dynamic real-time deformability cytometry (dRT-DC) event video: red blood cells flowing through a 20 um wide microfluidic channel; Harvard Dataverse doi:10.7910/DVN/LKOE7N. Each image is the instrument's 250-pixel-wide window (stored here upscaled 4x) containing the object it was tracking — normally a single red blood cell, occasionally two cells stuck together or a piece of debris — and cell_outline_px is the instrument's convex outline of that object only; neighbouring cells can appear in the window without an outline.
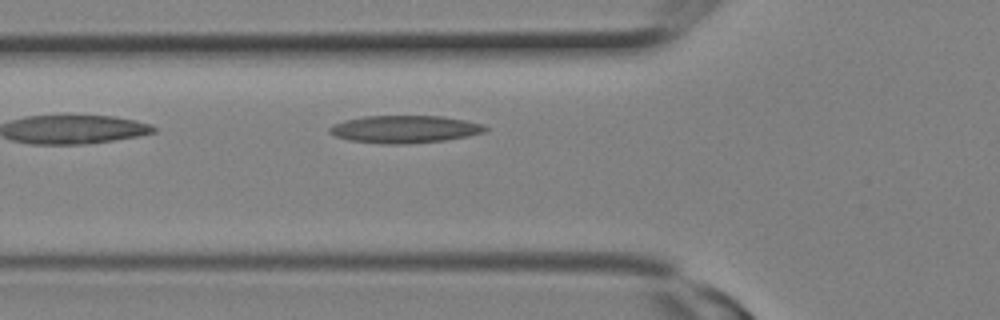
{"species": "Egyptian fruit bat (a non-hibernating species)", "species_latin": "Rousettus aegyptiacus", "temperature_condition": "room temperature", "stored_images_in_passage": 7, "camera_frame_rate_fps": 3000, "um_per_image_px": 0.085, "animal": {"sex": "female"}, "frame": {"image": 1, "passage_image": 2, "time_ms": 0.333, "image_size_px": [1000, 320], "cell_outline_px": [[488, 128], [484, 132], [444, 140], [404, 144], [384, 144], [348, 140], [336, 136], [328, 132], [328, 128], [332, 124], [344, 120], [364, 116], [444, 116], [484, 124]], "centroid_in_image_um": [34.35, 10.97], "position_along_channel_um": 91.5, "area_um2": 24.91}}
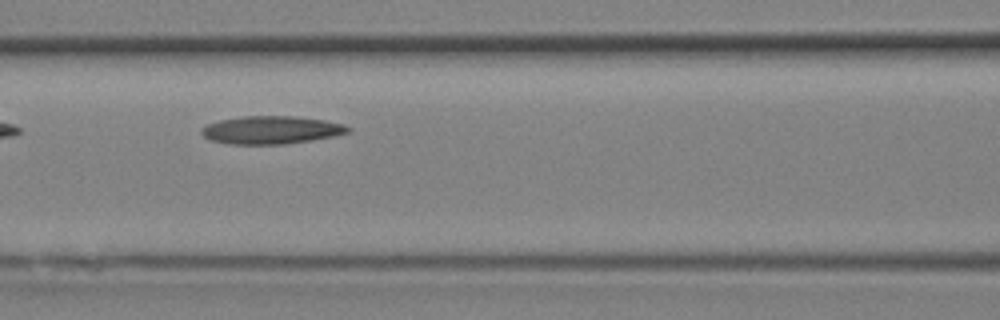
{"frame": {"image": 2, "passage_image": 4, "time_ms": 1.0, "image_size_px": [1000, 320], "cell_outline_px": [[352, 132], [312, 140], [284, 144], [228, 144], [208, 140], [200, 132], [200, 128], [204, 124], [220, 120], [244, 116], [296, 116], [324, 120], [344, 124], [352, 128]], "centroid_in_image_um": [23.03, 11.05], "position_along_channel_um": 143.6, "area_um2": 24.1}}
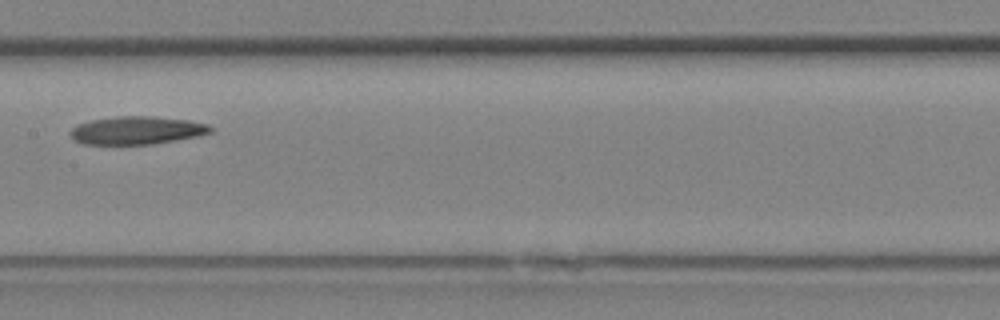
{"frame": {"image": 3, "passage_image": 6, "time_ms": 1.667, "image_size_px": [1000, 320], "cell_outline_px": [[212, 132], [200, 136], [152, 144], [84, 144], [72, 140], [68, 132], [72, 128], [80, 124], [92, 120], [120, 116], [152, 116], [188, 120], [208, 124], [212, 128]], "centroid_in_image_um": [11.63, 11.09], "position_along_channel_um": 195.8, "area_um2": 22.89}}